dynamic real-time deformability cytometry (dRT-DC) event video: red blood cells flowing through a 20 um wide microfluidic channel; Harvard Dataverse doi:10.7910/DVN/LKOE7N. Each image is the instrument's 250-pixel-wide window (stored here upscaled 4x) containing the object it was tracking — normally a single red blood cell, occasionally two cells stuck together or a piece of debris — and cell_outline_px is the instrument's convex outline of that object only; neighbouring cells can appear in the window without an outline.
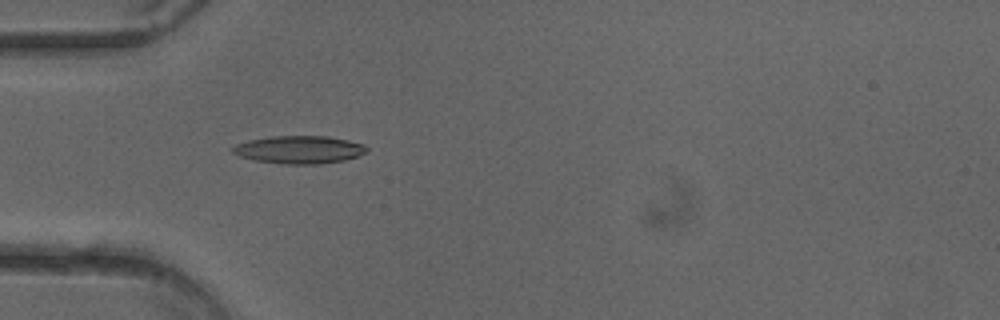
{"species": "common noctule bat (a hibernating species)", "species_latin": "Nyctalus noctula", "temperature_condition": "cold", "stored_images_in_passage": 51, "camera_frame_rate_fps": 3000, "um_per_image_px": 0.085, "animal": {"sex": "female"}, "frame": {"image": 1, "passage_image": 16, "time_ms": 5.0, "image_size_px": [1000, 320], "cell_outline_px": [[368, 152], [344, 160], [320, 164], [280, 164], [252, 160], [240, 156], [232, 152], [228, 148], [236, 144], [248, 140], [268, 136], [328, 136], [348, 140], [364, 144], [368, 148]], "centroid_in_image_um": [25.39, 12.72], "position_along_channel_um": 59.6, "area_um2": 22.02}}
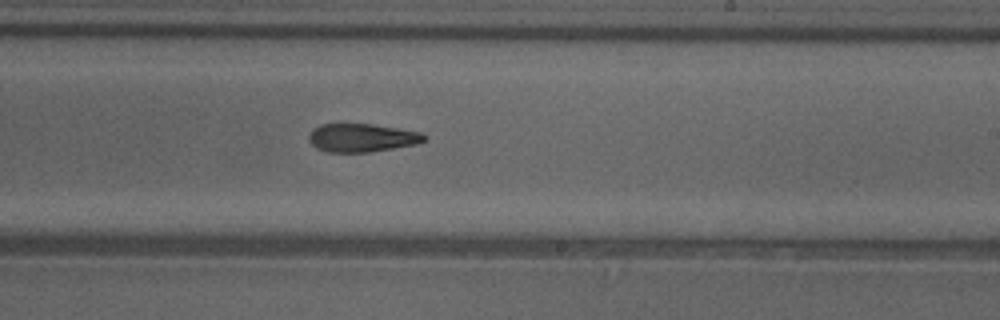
{"frame": {"image": 2, "passage_image": 31, "time_ms": 10.0, "image_size_px": [1000, 320], "cell_outline_px": [[428, 136], [424, 140], [416, 144], [368, 152], [328, 152], [316, 148], [308, 140], [308, 136], [312, 128], [320, 124], [372, 124], [400, 128], [424, 132]], "centroid_in_image_um": [30.76, 11.7], "position_along_channel_um": 258.2, "area_um2": 19.19}}
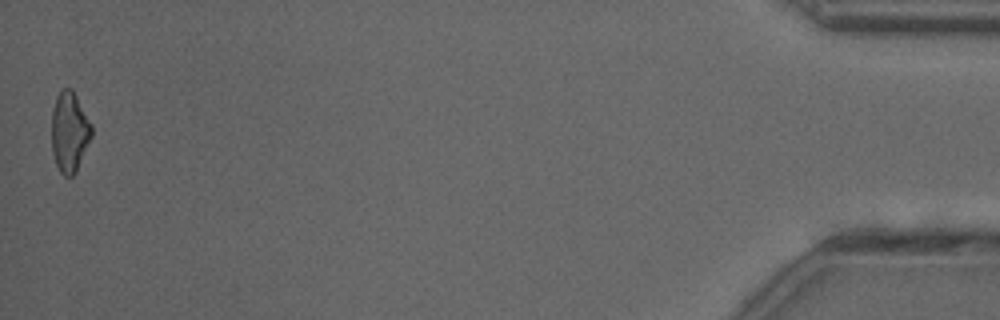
{"frame": {"image": 3, "passage_image": 51, "time_ms": 16.667, "image_size_px": [1000, 320], "cell_outline_px": [[92, 136], [76, 172], [72, 176], [64, 176], [60, 172], [56, 164], [52, 152], [52, 112], [56, 96], [64, 88], [72, 88], [92, 124]], "centroid_in_image_um": [5.91, 11.22], "position_along_channel_um": 429.3, "area_um2": 18.73}, "authors_computed_cell_mechanics": {"area_um2": 19.8254, "velocity_mm_per_s": 4.0391, "shape_relaxation_time_tau1_ms": 9.2501, "shape_relaxation_time_tau2_ms": 2.8266, "deformation_change_tau1": 0.2, "deformation_change_tau2": 0.1181}}